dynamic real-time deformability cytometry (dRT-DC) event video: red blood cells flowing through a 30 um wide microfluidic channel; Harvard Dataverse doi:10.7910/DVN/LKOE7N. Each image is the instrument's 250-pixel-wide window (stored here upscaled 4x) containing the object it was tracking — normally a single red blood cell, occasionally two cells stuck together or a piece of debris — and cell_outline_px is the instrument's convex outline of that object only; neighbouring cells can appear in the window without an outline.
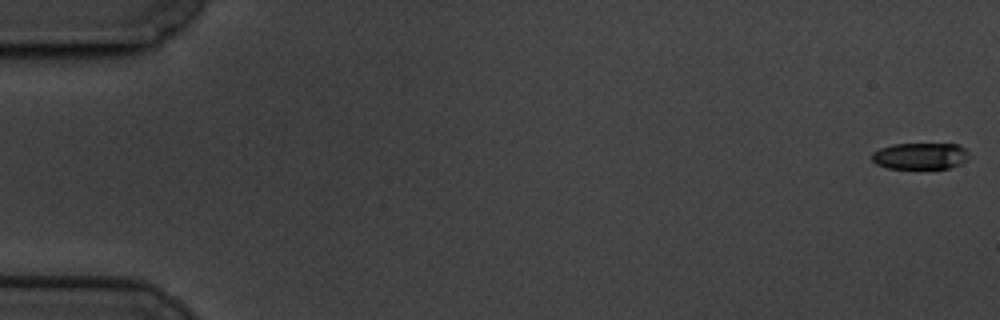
{"species": "common noctule bat (a hibernating species)", "species_latin": "Nyctalus noctula", "temperature_condition": "cold", "stored_images_in_passage": 60, "camera_frame_rate_fps": 3000, "um_per_image_px": 0.085, "animal": {"sex": "male", "body_mass_g": 19.5, "forearm_length_mm": 54.6}, "frame": {"image": 1, "passage_image": 1, "time_ms": 0.0, "image_size_px": [1000, 320], "cell_outline_px": [[968, 156], [960, 164], [948, 168], [888, 168], [876, 164], [872, 160], [872, 152], [880, 148], [892, 144], [960, 144], [968, 152]], "centroid_in_image_um": [78.2, 13.25], "position_along_channel_um": 6.8, "area_um2": 14.91}}
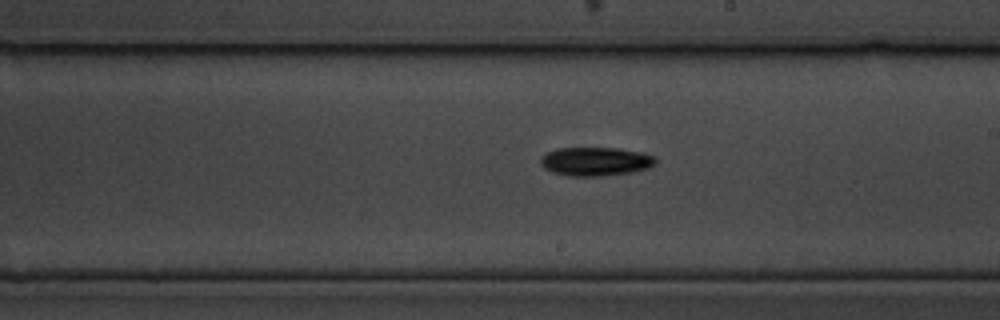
{"frame": {"image": 2, "passage_image": 35, "time_ms": 11.333, "image_size_px": [1000, 320], "cell_outline_px": [[656, 164], [648, 168], [632, 172], [600, 176], [564, 176], [552, 172], [544, 168], [540, 164], [540, 156], [556, 148], [616, 148], [640, 152], [656, 156]], "centroid_in_image_um": [50.6, 13.73], "position_along_channel_um": 238.4, "area_um2": 19.42}}
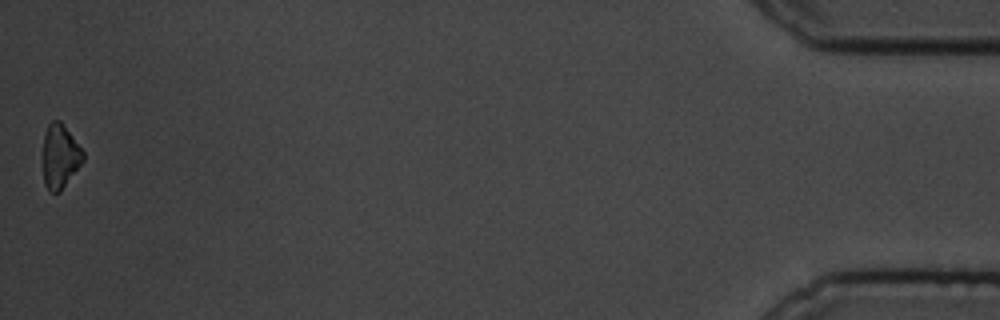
{"frame": {"image": 3, "passage_image": 60, "time_ms": 19.667, "image_size_px": [1000, 320], "cell_outline_px": [[84, 160], [60, 192], [48, 192], [44, 184], [44, 136], [48, 124], [52, 120], [60, 120], [84, 152]], "centroid_in_image_um": [5.11, 13.3], "position_along_channel_um": 430.1, "area_um2": 14.8}, "authors_computed_cell_mechanics": {"area_um2": 16.9932, "velocity_mm_per_s": 3.3877, "shape_relaxation_time_tau1_ms": 1.6511, "shape_relaxation_time_tau2_ms": null, "deformation_change_tau1": 0.0689, "deformation_change_tau2": null}}